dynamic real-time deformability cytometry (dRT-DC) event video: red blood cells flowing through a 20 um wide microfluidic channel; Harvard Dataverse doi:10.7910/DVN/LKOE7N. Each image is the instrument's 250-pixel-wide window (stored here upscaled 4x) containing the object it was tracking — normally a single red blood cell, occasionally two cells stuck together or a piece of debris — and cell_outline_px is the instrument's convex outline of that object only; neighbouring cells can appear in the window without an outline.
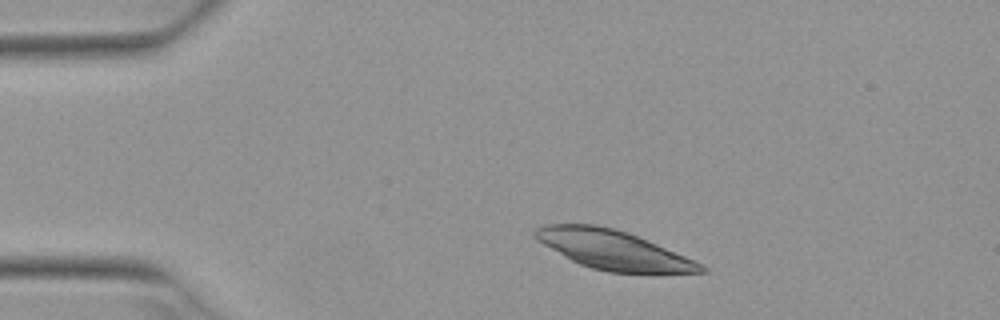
{"species": "Egyptian fruit bat (a non-hibernating species)", "species_latin": "Rousettus aegyptiacus", "temperature_condition": "warm", "stored_images_in_passage": 4, "camera_frame_rate_fps": 3000, "um_per_image_px": 0.085, "animal": {"sex": "female"}, "frame": {"image": 1, "passage_image": 2, "time_ms": 0.333, "image_size_px": [1000, 320], "cell_outline_px": [[708, 272], [608, 272], [592, 268], [580, 264], [572, 260], [544, 244], [532, 232], [536, 228], [548, 224], [596, 224], [628, 232], [704, 264], [708, 268]], "centroid_in_image_um": [52.15, 21.23], "position_along_channel_um": 32.9, "area_um2": 37.05}}